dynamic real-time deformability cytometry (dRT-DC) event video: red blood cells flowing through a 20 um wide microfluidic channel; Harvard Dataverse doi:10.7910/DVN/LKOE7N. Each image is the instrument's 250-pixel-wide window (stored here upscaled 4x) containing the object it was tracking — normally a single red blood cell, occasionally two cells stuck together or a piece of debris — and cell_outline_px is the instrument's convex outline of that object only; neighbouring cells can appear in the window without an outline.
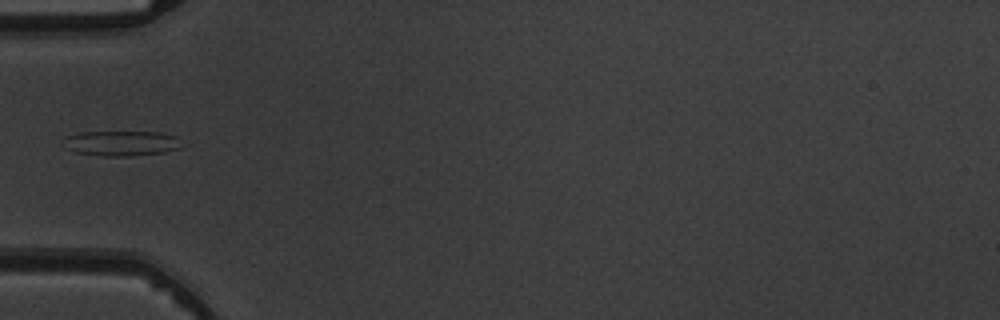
{"species": "common noctule bat (a hibernating species)", "species_latin": "Nyctalus noctula", "temperature_condition": "warm", "stored_images_in_passage": 5, "camera_frame_rate_fps": 3000, "um_per_image_px": 0.085, "animal": {"sex": "male", "body_mass_g": 19.5, "forearm_length_mm": 54.6}, "frame": {"image": 1, "passage_image": 5, "time_ms": 5.333, "image_size_px": [1000, 320], "cell_outline_px": [[180, 148], [164, 152], [128, 156], [104, 156], [76, 152], [64, 148], [60, 144], [60, 140], [68, 136], [80, 132], [160, 132], [176, 136]], "centroid_in_image_um": [10.22, 12.17], "position_along_channel_um": 74.8, "area_um2": 17.34}}